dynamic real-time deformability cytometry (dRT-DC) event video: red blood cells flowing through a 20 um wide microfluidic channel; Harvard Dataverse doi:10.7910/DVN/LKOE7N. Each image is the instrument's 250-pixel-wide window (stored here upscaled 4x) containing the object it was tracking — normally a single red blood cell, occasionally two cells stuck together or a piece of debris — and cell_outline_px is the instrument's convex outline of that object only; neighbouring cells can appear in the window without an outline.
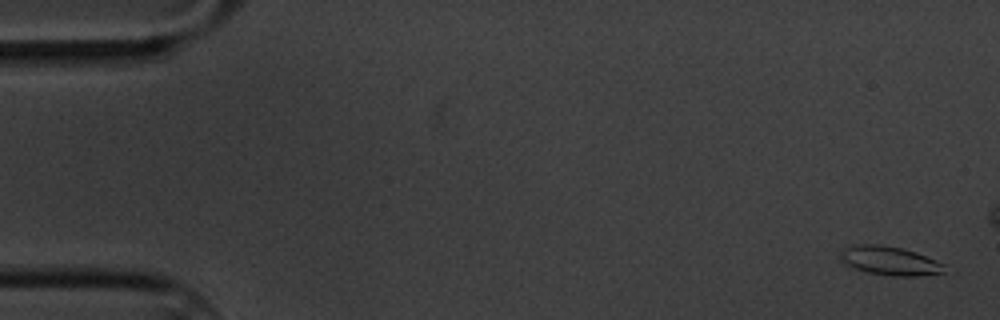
{"species": "common noctule bat (a hibernating species)", "species_latin": "Nyctalus noctula", "temperature_condition": "cold", "stored_images_in_passage": 5, "camera_frame_rate_fps": 3000, "um_per_image_px": 0.085, "animal": {"sex": "male", "body_mass_g": 20.1, "forearm_length_mm": 53.5}, "frame": {"image": 1, "passage_image": 1, "time_ms": 0.0, "image_size_px": [1000, 320], "cell_outline_px": [[948, 268], [944, 272], [920, 276], [892, 276], [868, 272], [856, 268], [840, 260], [840, 252], [844, 248], [856, 244], [880, 244], [900, 248], [916, 252], [944, 264]], "centroid_in_image_um": [75.65, 22.16], "position_along_channel_um": 9.3, "area_um2": 17.4}}